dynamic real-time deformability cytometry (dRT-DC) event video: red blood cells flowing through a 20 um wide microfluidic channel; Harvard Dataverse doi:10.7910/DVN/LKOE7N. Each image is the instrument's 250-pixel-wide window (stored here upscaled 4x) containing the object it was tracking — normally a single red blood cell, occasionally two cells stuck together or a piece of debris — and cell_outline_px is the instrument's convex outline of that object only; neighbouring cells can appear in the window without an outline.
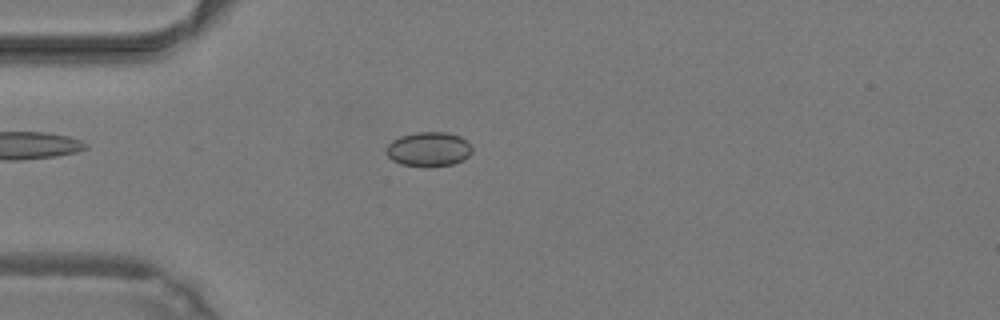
{"species": "common noctule bat (a hibernating species)", "species_latin": "Nyctalus noctula", "temperature_condition": "warm", "stored_images_in_passage": 20, "camera_frame_rate_fps": 3000, "um_per_image_px": 0.085, "animal": {"sex": "male", "body_mass_g": 19.2, "forearm_length_mm": 51.8}, "frame": {"image": 1, "passage_image": 1, "time_ms": 0.0, "image_size_px": [1000, 320], "cell_outline_px": [[472, 152], [468, 156], [452, 164], [428, 168], [400, 164], [392, 160], [384, 152], [388, 144], [392, 140], [400, 136], [416, 132], [448, 132], [460, 136], [468, 140], [472, 148]], "centroid_in_image_um": [36.42, 12.68], "position_along_channel_um": 48.6, "area_um2": 17.57}}
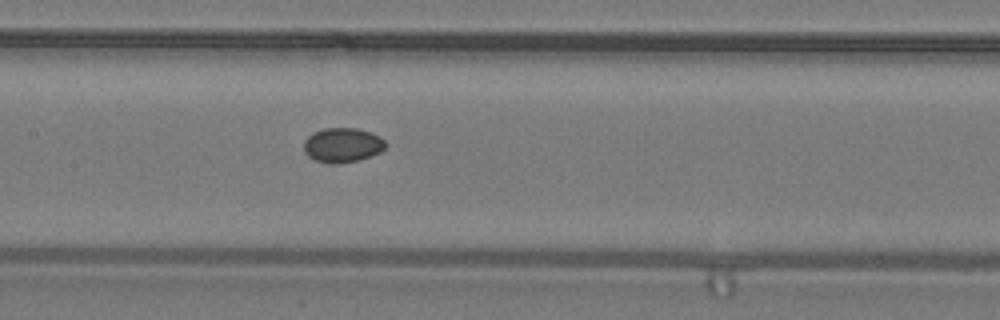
{"frame": {"image": 2, "passage_image": 11, "time_ms": 3.333, "image_size_px": [1000, 320], "cell_outline_px": [[388, 144], [380, 152], [360, 160], [336, 164], [332, 164], [316, 160], [308, 156], [304, 152], [304, 140], [308, 136], [324, 128], [356, 128], [372, 132], [380, 136]], "centroid_in_image_um": [29.14, 12.33], "position_along_channel_um": 178.3, "area_um2": 16.53}}
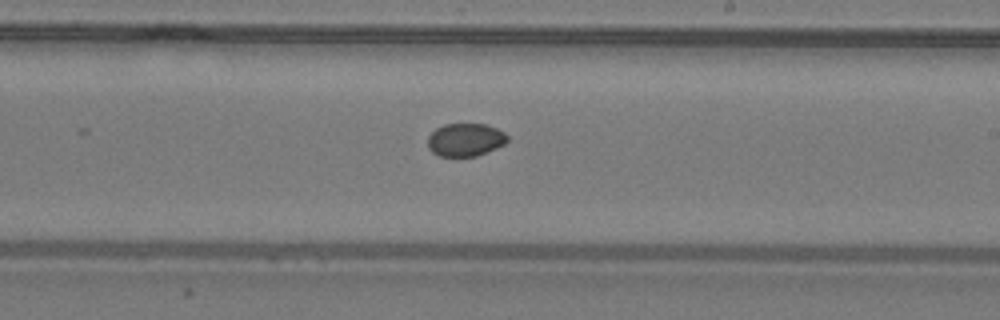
{"frame": {"image": 3, "passage_image": 16, "time_ms": 5.0, "image_size_px": [1000, 320], "cell_outline_px": [[508, 140], [504, 144], [488, 152], [476, 156], [440, 156], [432, 152], [428, 148], [428, 136], [436, 128], [444, 124], [484, 124], [496, 128], [504, 132], [508, 136]], "centroid_in_image_um": [39.55, 11.88], "position_along_channel_um": 249.4, "area_um2": 15.32}}